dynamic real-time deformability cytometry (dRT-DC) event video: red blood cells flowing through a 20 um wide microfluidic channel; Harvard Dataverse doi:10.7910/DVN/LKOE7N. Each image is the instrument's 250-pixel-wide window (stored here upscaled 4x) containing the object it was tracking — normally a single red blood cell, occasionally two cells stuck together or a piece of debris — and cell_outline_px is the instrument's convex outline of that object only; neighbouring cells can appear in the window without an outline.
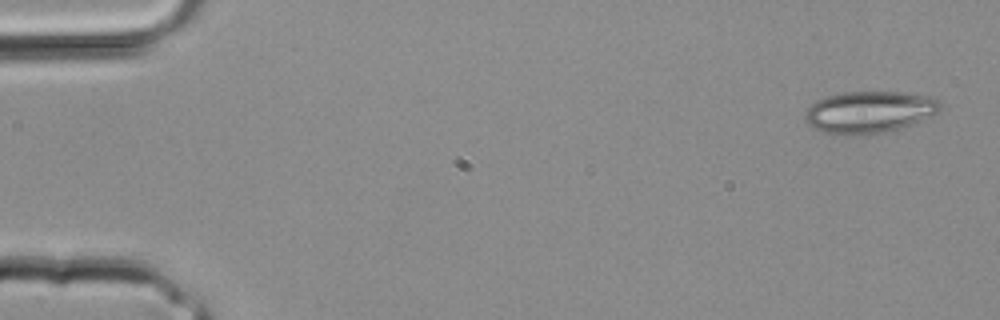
{"species": "common noctule bat (a hibernating species)", "species_latin": "Nyctalus noctula", "temperature_condition": "room temperature", "stored_images_in_passage": 2, "camera_frame_rate_fps": 3000, "um_per_image_px": 0.085, "animal": {"sex": "male", "body_mass_g": 20.4}, "frame": {"image": 1, "passage_image": 2, "time_ms": 0.333, "image_size_px": [1000, 320], "cell_outline_px": [[940, 112], [912, 124], [884, 132], [868, 136], [832, 136], [808, 124], [804, 120], [804, 112], [816, 100], [824, 96], [844, 92], [904, 92], [928, 96], [940, 100]], "centroid_in_image_um": [73.85, 9.55], "position_along_channel_um": 11.2, "area_um2": 33.58}}